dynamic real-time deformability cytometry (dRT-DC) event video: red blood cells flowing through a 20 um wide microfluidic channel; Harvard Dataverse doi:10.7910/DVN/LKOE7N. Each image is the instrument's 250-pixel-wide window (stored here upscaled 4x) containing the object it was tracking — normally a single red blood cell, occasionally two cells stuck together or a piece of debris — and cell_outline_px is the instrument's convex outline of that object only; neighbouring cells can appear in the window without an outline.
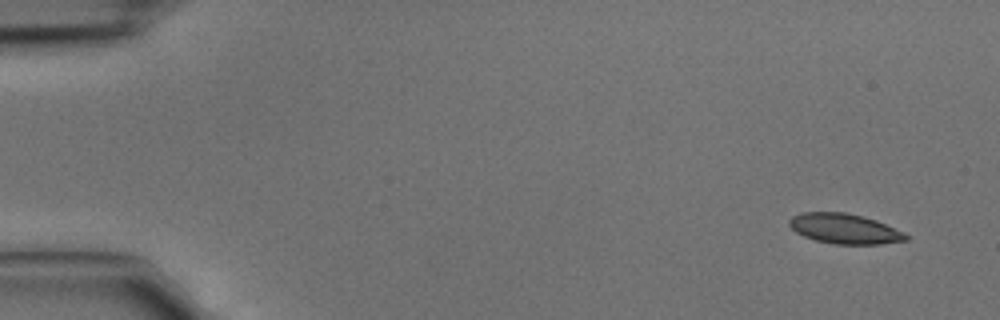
{"species": "common noctule bat (a hibernating species)", "species_latin": "Nyctalus noctula", "temperature_condition": "cold", "stored_images_in_passage": 5, "camera_frame_rate_fps": 3000, "um_per_image_px": 0.085, "animal": {"sex": "male", "body_mass_g": 15.6}, "frame": {"image": 1, "passage_image": 1, "time_ms": 0.0, "image_size_px": [1000, 320], "cell_outline_px": [[908, 240], [880, 244], [836, 244], [816, 240], [804, 236], [796, 232], [788, 224], [788, 220], [792, 216], [800, 212], [844, 212], [876, 220], [904, 232], [908, 236]], "centroid_in_image_um": [71.77, 19.44], "position_along_channel_um": 13.2, "area_um2": 20.35}}
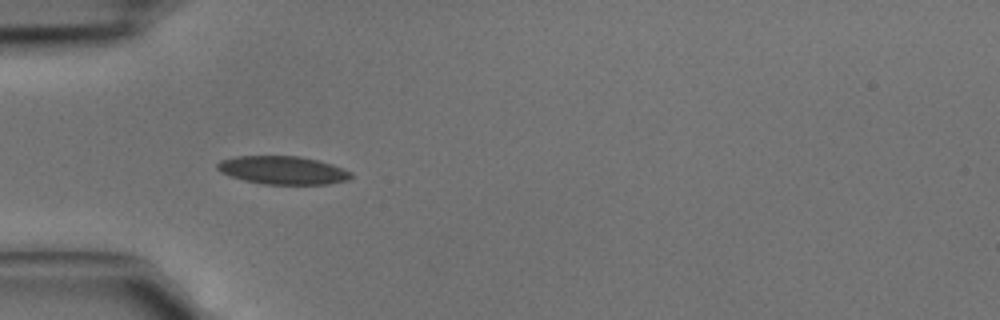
{"frame": {"image": 2, "passage_image": 4, "time_ms": 1.0, "image_size_px": [1000, 320], "cell_outline_px": [[352, 176], [348, 180], [328, 184], [264, 184], [244, 180], [220, 172], [216, 168], [216, 164], [220, 160], [236, 156], [300, 156], [332, 164], [352, 172]], "centroid_in_image_um": [24.03, 14.46], "position_along_channel_um": 61.0, "area_um2": 21.91}}